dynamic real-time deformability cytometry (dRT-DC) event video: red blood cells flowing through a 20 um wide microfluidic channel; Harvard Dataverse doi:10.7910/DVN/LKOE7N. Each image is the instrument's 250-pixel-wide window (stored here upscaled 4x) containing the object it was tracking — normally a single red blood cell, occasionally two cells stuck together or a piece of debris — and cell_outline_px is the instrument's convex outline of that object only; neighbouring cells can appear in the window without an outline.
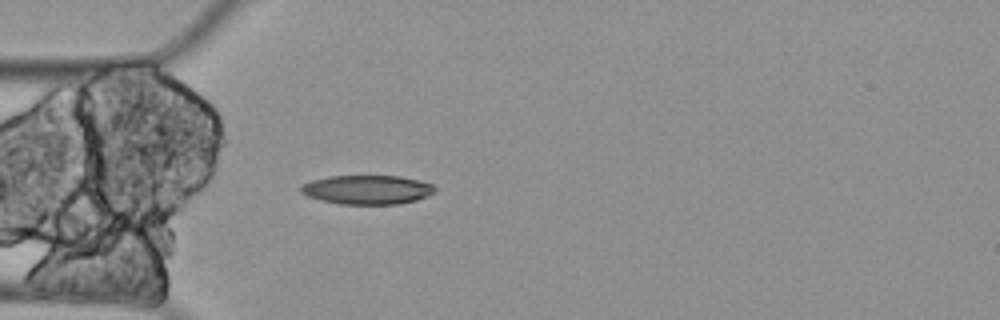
{"species": "Egyptian fruit bat (a non-hibernating species)", "species_latin": "Rousettus aegyptiacus", "temperature_condition": "cold", "stored_images_in_passage": 3, "camera_frame_rate_fps": 3000, "um_per_image_px": 0.085, "animal": {"sex": "female"}, "frame": {"image": 1, "passage_image": 3, "time_ms": 0.667, "image_size_px": [1000, 320], "cell_outline_px": [[436, 192], [428, 196], [416, 200], [396, 204], [340, 204], [320, 200], [308, 196], [300, 192], [300, 184], [312, 180], [328, 176], [400, 176], [420, 180], [432, 184], [436, 188]], "centroid_in_image_um": [31.21, 16.12], "position_along_channel_um": 53.8, "area_um2": 22.89}}